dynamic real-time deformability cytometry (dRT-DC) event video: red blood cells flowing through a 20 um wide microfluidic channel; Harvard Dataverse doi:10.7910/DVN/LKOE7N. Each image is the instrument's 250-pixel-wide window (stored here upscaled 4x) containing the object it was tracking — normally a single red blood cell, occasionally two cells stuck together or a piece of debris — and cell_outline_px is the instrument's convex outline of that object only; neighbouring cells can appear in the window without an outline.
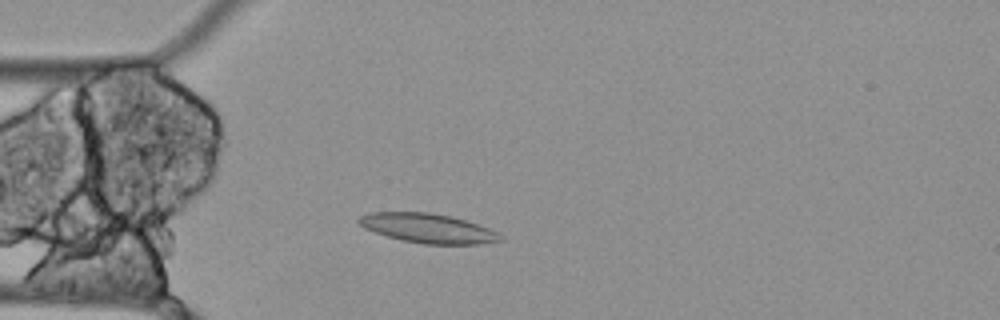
{"species": "Egyptian fruit bat (a non-hibernating species)", "species_latin": "Rousettus aegyptiacus", "temperature_condition": "cold", "stored_images_in_passage": 53, "camera_frame_rate_fps": 3000, "um_per_image_px": 0.085, "animal": {"sex": "female"}, "frame": {"image": 1, "passage_image": 12, "time_ms": 3.667, "image_size_px": [1000, 320], "cell_outline_px": [[504, 240], [484, 244], [424, 244], [400, 240], [364, 228], [356, 220], [360, 216], [368, 212], [428, 212], [448, 216], [464, 220], [500, 232]], "centroid_in_image_um": [36.39, 19.41], "position_along_channel_um": 48.6, "area_um2": 24.22}}
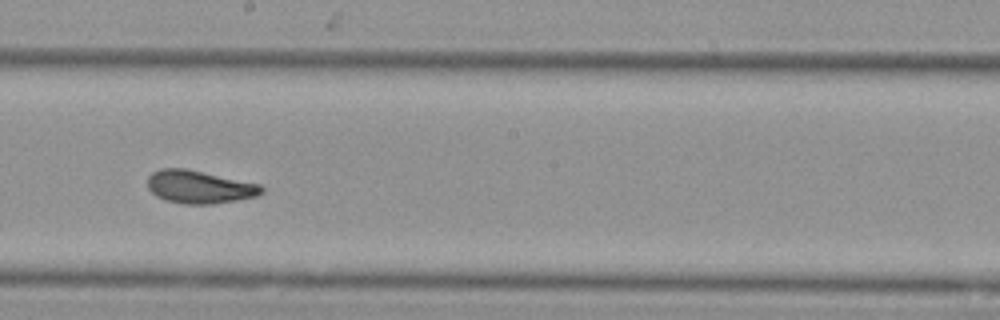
{"frame": {"image": 2, "passage_image": 28, "time_ms": 9.0, "image_size_px": [1000, 320], "cell_outline_px": [[264, 192], [256, 196], [236, 200], [212, 204], [184, 204], [164, 200], [156, 196], [148, 188], [148, 176], [152, 172], [160, 168], [184, 168], [260, 184], [264, 188]], "centroid_in_image_um": [16.93, 15.89], "position_along_channel_um": 231.3, "area_um2": 21.85}}
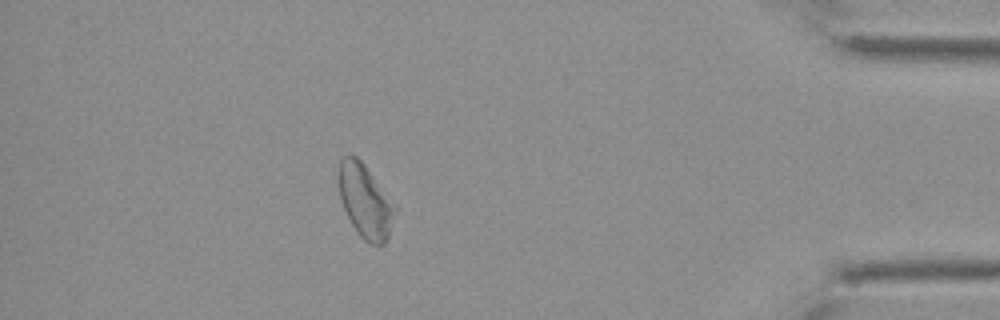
{"frame": {"image": 3, "passage_image": 47, "time_ms": 15.333, "image_size_px": [1000, 320], "cell_outline_px": [[396, 208], [388, 236], [384, 244], [372, 244], [364, 240], [356, 232], [340, 200], [340, 160], [348, 152], [356, 156], [364, 164]], "centroid_in_image_um": [31.02, 17.1], "position_along_channel_um": 404.2, "area_um2": 23.35}, "authors_computed_cell_mechanics": {"area_um2": 23.3512, "velocity_mm_per_s": 3.4525, "shape_relaxation_time_tau1_ms": null, "shape_relaxation_time_tau2_ms": 2.8092, "deformation_change_tau1": null, "deformation_change_tau2": 0.0882}}